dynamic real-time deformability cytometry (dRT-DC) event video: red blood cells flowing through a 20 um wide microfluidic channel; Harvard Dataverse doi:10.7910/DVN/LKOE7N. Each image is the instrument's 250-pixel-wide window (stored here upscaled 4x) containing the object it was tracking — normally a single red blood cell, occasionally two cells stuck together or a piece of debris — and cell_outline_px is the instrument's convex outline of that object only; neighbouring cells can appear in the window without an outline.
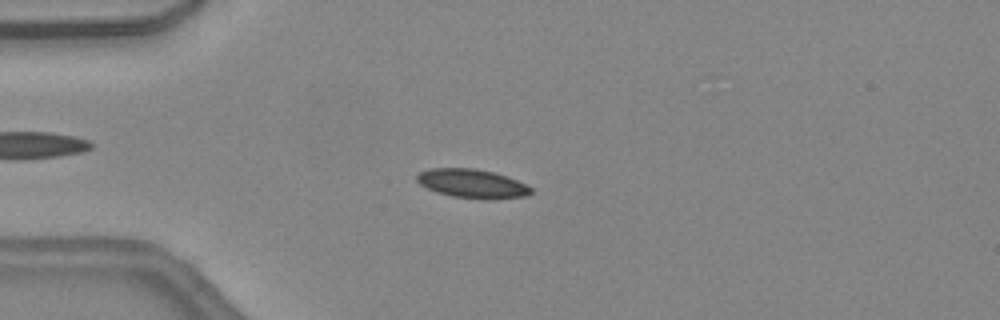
{"species": "common noctule bat (a hibernating species)", "species_latin": "Nyctalus noctula", "temperature_condition": "warm", "stored_images_in_passage": 42, "camera_frame_rate_fps": 3000, "um_per_image_px": 0.085, "animal": {"sex": "female", "body_mass_g": 24.6, "forearm_length_mm": 56.2}, "frame": {"image": 1, "passage_image": 12, "time_ms": 3.667, "image_size_px": [1000, 320], "cell_outline_px": [[532, 192], [528, 196], [488, 200], [484, 200], [452, 196], [436, 192], [420, 184], [416, 180], [416, 176], [420, 172], [432, 168], [476, 168], [492, 172], [516, 180], [532, 188]], "centroid_in_image_um": [40.14, 15.62], "position_along_channel_um": 44.9, "area_um2": 19.19}}
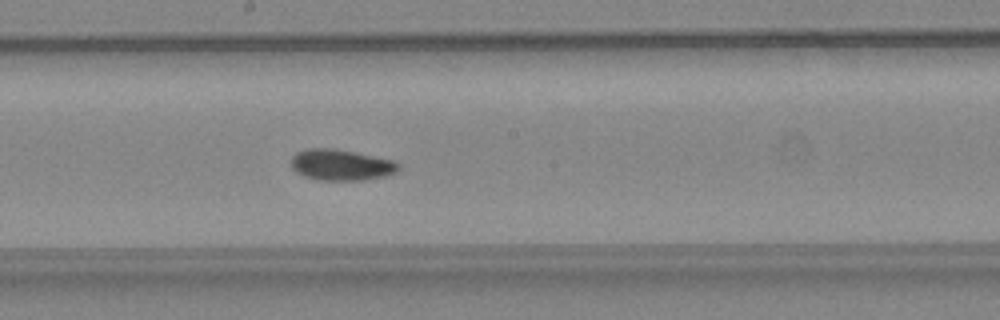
{"frame": {"image": 2, "passage_image": 25, "time_ms": 8.0, "image_size_px": [1000, 320], "cell_outline_px": [[400, 168], [396, 172], [384, 176], [364, 180], [320, 180], [304, 176], [296, 172], [292, 168], [292, 156], [296, 152], [308, 148], [332, 148], [356, 152], [392, 160], [400, 164]], "centroid_in_image_um": [28.99, 14.01], "position_along_channel_um": 219.2, "area_um2": 19.42}}
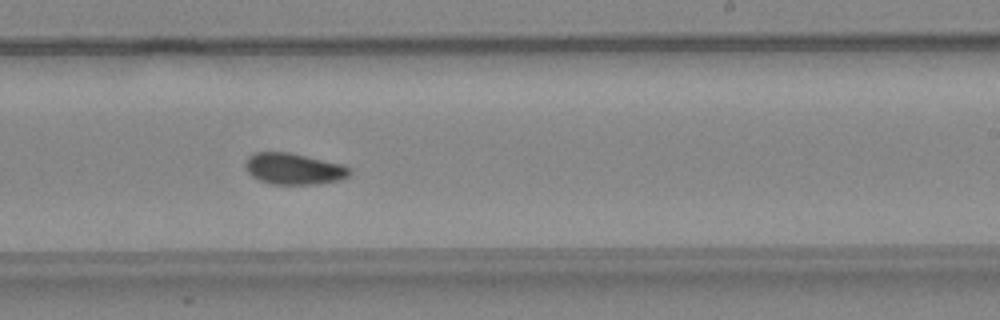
{"frame": {"image": 3, "passage_image": 28, "time_ms": 9.0, "image_size_px": [1000, 320], "cell_outline_px": [[352, 172], [348, 176], [340, 180], [316, 184], [268, 184], [252, 176], [244, 168], [244, 160], [248, 156], [256, 152], [288, 152], [344, 164], [352, 168]], "centroid_in_image_um": [24.97, 14.34], "position_along_channel_um": 264.0, "area_um2": 19.31}, "authors_computed_cell_mechanics": {"area_um2": 18.6983, "velocity_mm_per_s": 4.4985, "shape_relaxation_time_tau1_ms": 8.6052, "shape_relaxation_time_tau2_ms": 6.4436, "deformation_change_tau1": 0.1476, "deformation_change_tau2": 0.0947}}